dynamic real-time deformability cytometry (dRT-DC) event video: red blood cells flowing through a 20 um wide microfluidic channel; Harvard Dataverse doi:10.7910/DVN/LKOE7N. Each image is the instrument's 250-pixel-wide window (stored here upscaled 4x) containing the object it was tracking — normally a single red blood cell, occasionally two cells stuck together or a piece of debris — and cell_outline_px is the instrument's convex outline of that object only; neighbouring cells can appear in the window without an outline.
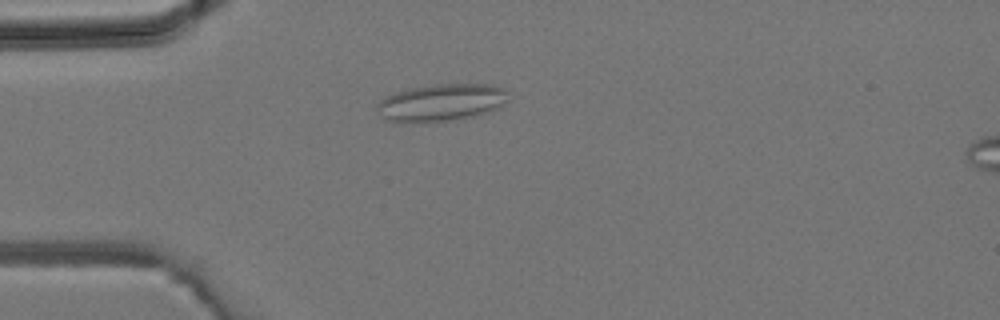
{"species": "common noctule bat (a hibernating species)", "species_latin": "Nyctalus noctula", "temperature_condition": "room temperature", "stored_images_in_passage": 34, "camera_frame_rate_fps": 3000, "um_per_image_px": 0.085, "animal": {"sex": "male", "body_mass_g": 19.2, "forearm_length_mm": 51.8}, "frame": {"image": 1, "passage_image": 4, "time_ms": 1.0, "image_size_px": [1000, 320], "cell_outline_px": [[504, 104], [492, 112], [452, 120], [424, 124], [408, 124], [384, 120], [376, 108], [376, 104], [380, 100], [396, 92], [408, 88], [436, 84], [492, 84], [504, 88]], "centroid_in_image_um": [37.44, 8.75], "position_along_channel_um": 47.6, "area_um2": 28.96}}
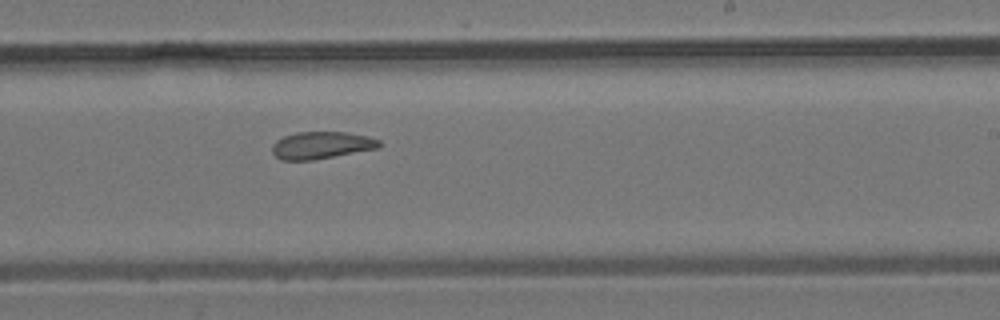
{"frame": {"image": 2, "passage_image": 18, "time_ms": 5.667, "image_size_px": [1000, 320], "cell_outline_px": [[384, 144], [380, 148], [312, 160], [280, 160], [272, 152], [272, 144], [276, 140], [284, 136], [296, 132], [348, 132], [368, 136], [380, 140]], "centroid_in_image_um": [27.35, 12.34], "position_along_channel_um": 261.6, "area_um2": 17.17}}
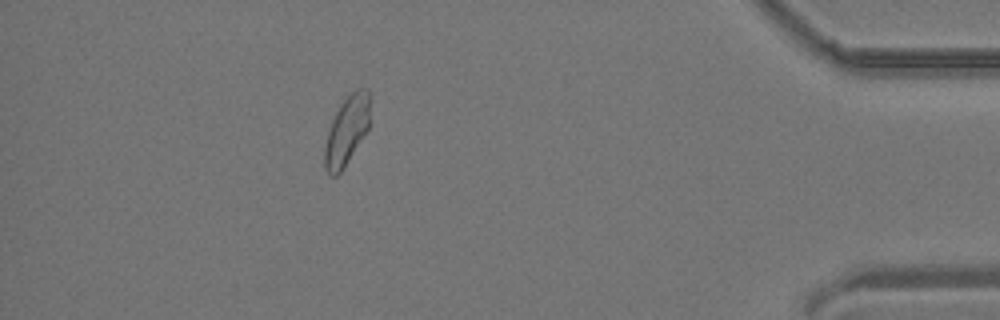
{"frame": {"image": 3, "passage_image": 30, "time_ms": 9.667, "image_size_px": [1000, 320], "cell_outline_px": [[368, 128], [340, 172], [336, 176], [328, 176], [324, 168], [324, 148], [328, 132], [332, 120], [340, 104], [356, 88], [368, 88]], "centroid_in_image_um": [29.42, 11.12], "position_along_channel_um": 405.8, "area_um2": 17.63}}